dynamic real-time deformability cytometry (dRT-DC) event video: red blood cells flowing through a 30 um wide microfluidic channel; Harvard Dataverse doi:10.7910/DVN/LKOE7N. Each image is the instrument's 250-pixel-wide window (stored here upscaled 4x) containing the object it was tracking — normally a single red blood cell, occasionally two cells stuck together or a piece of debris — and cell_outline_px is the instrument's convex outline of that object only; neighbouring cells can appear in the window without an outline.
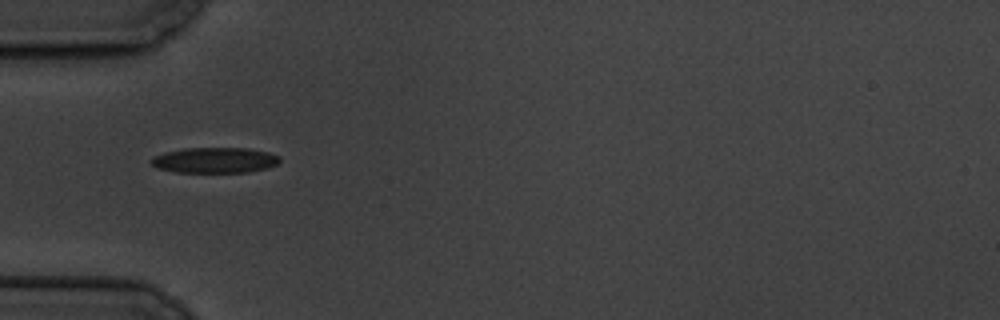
{"species": "common noctule bat (a hibernating species)", "species_latin": "Nyctalus noctula", "temperature_condition": "cold", "stored_images_in_passage": 6, "camera_frame_rate_fps": 3000, "um_per_image_px": 0.085, "animal": {"sex": "male", "body_mass_g": 19.5, "forearm_length_mm": 54.6}, "frame": {"image": 1, "passage_image": 5, "time_ms": 5.667, "image_size_px": [1000, 320], "cell_outline_px": [[280, 160], [276, 164], [268, 168], [248, 172], [176, 172], [156, 168], [148, 160], [152, 156], [164, 152], [184, 148], [248, 148], [268, 152], [280, 156]], "centroid_in_image_um": [18.22, 13.61], "position_along_channel_um": 66.8, "area_um2": 19.31}}
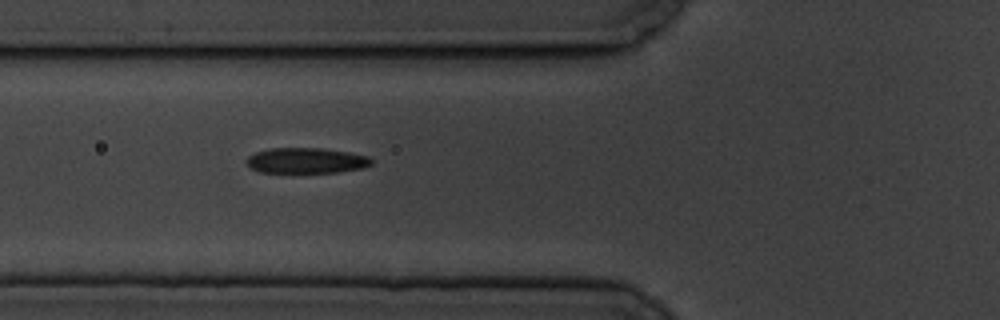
{"frame": {"image": 2, "passage_image": 6, "time_ms": 6.667, "image_size_px": [1000, 320], "cell_outline_px": [[372, 164], [364, 168], [340, 172], [260, 172], [252, 168], [248, 164], [248, 156], [256, 152], [268, 148], [324, 148], [348, 152], [368, 156], [372, 160]], "centroid_in_image_um": [26.07, 13.64], "position_along_channel_um": 99.7, "area_um2": 18.5}}